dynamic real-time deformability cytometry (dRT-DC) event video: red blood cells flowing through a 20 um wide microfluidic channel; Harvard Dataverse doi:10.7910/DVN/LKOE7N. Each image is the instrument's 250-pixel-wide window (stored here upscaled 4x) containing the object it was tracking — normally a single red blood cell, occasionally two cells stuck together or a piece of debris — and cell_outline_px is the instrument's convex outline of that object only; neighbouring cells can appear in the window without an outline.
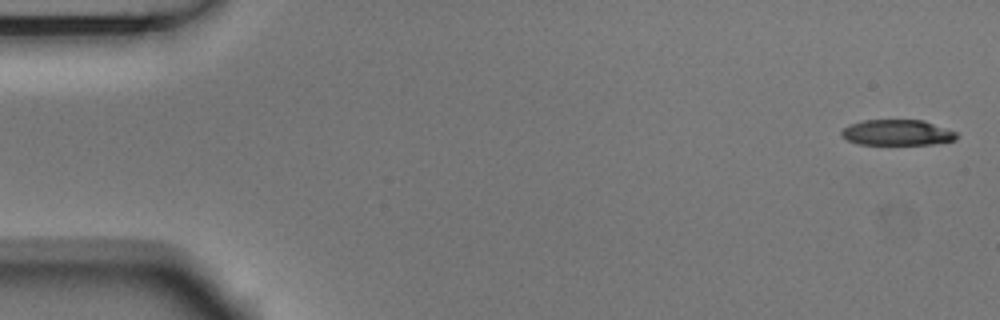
{"species": "Egyptian fruit bat (a non-hibernating species)", "species_latin": "Rousettus aegyptiacus", "temperature_condition": "room temperature", "stored_images_in_passage": 5, "camera_frame_rate_fps": 3000, "um_per_image_px": 0.085, "animal": {"sex": "male"}, "frame": {"image": 1, "passage_image": 1, "time_ms": 0.0, "image_size_px": [1000, 320], "cell_outline_px": [[960, 136], [956, 140], [936, 144], [856, 144], [840, 136], [840, 132], [844, 128], [852, 124], [864, 120], [924, 120], [956, 132]], "centroid_in_image_um": [76.29, 11.27], "position_along_channel_um": 8.7, "area_um2": 17.28}}
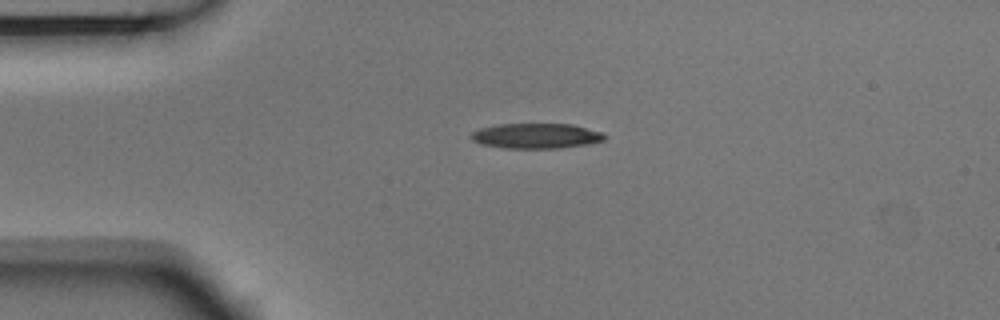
{"frame": {"image": 2, "passage_image": 4, "time_ms": 1.0, "image_size_px": [1000, 320], "cell_outline_px": [[608, 136], [604, 140], [588, 144], [560, 148], [504, 148], [480, 144], [472, 140], [468, 136], [472, 132], [480, 128], [500, 124], [572, 124], [604, 132]], "centroid_in_image_um": [45.59, 11.55], "position_along_channel_um": 39.4, "area_um2": 19.77}}